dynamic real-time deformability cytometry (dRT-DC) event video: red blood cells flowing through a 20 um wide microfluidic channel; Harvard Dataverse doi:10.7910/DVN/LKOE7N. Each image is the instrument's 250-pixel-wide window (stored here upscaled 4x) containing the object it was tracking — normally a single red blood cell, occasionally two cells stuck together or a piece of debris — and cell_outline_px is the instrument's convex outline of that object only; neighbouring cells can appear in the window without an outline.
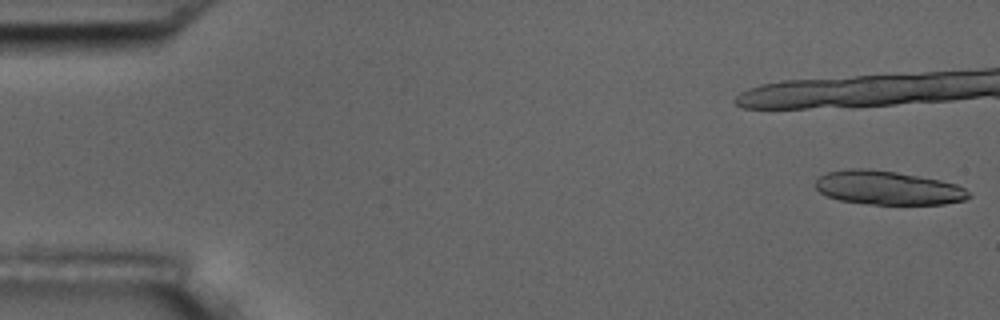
{"species": "common noctule bat (a hibernating species)", "species_latin": "Nyctalus noctula", "temperature_condition": "room temperature", "stored_images_in_passage": 13, "camera_frame_rate_fps": 3000, "um_per_image_px": 0.085, "animal": {"sex": "male", "body_mass_g": 17.5, "forearm_length_mm": 52.3}, "frame": {"image": 1, "passage_image": 1, "time_ms": 0.0, "image_size_px": [1000, 320], "cell_outline_px": [[972, 196], [964, 200], [944, 204], [868, 204], [840, 200], [828, 196], [820, 192], [816, 188], [816, 180], [820, 176], [828, 172], [848, 168], [868, 168], [896, 172], [940, 180], [956, 184], [972, 192]], "centroid_in_image_um": [75.49, 15.96], "position_along_channel_um": 9.5, "area_um2": 30.23}}